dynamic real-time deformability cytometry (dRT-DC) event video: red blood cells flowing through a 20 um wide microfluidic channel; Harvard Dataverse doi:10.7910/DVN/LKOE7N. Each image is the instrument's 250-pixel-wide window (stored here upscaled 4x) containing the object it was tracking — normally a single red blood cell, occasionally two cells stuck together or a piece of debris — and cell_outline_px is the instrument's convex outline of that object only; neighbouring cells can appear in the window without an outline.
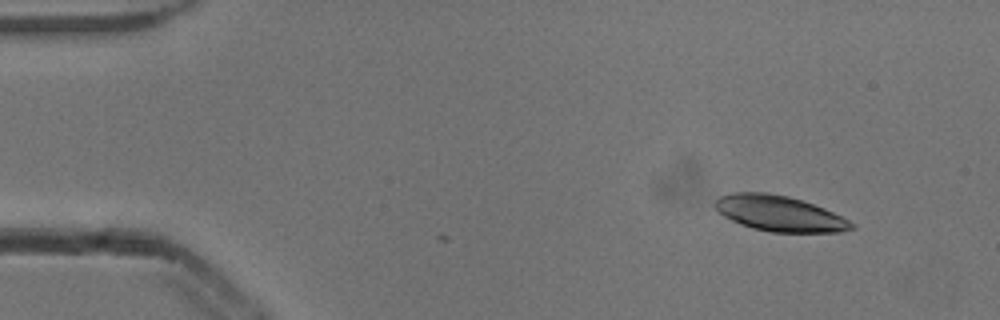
{"species": "common noctule bat (a hibernating species)", "species_latin": "Nyctalus noctula", "temperature_condition": "cold", "stored_images_in_passage": 2, "camera_frame_rate_fps": 3000, "um_per_image_px": 0.085, "animal": {"sex": "male", "body_mass_g": 13.3}, "frame": {"image": 1, "passage_image": 2, "time_ms": 0.333, "image_size_px": [1000, 320], "cell_outline_px": [[856, 228], [844, 232], [772, 232], [752, 228], [732, 220], [716, 212], [712, 204], [720, 196], [732, 192], [768, 192], [788, 196], [824, 208], [856, 224]], "centroid_in_image_um": [66.23, 18.14], "position_along_channel_um": 18.8, "area_um2": 28.38}}